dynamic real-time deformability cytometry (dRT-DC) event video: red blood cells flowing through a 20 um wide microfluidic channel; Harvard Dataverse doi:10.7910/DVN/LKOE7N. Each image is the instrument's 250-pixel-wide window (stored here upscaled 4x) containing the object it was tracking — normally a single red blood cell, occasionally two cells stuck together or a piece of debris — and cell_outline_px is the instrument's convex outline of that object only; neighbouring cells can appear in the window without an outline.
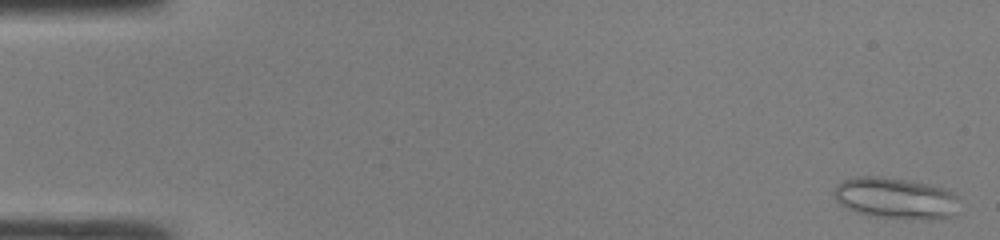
{"species": "common noctule bat (a hibernating species)", "species_latin": "Nyctalus noctula", "temperature_condition": "room temperature", "stored_images_in_passage": 48, "camera_frame_rate_fps": 3000, "um_per_image_px": 0.085, "animal": {"sex": "male", "body_mass_g": 19.0, "forearm_length_mm": 50.8}, "frame": {"image": 1, "passage_image": 1, "time_ms": 0.0, "image_size_px": [1000, 240], "cell_outline_px": [[956, 216], [932, 220], [876, 216], [856, 212], [840, 204], [836, 200], [832, 192], [836, 184], [844, 180], [856, 176], [884, 176], [932, 184], [944, 188], [952, 192], [956, 196]], "centroid_in_image_um": [76.12, 16.83], "position_along_channel_um": 8.9, "area_um2": 30.35}}
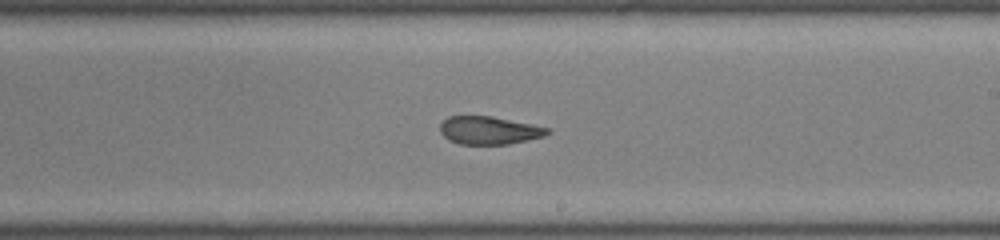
{"frame": {"image": 2, "passage_image": 28, "time_ms": 9.0, "image_size_px": [1000, 240], "cell_outline_px": [[552, 132], [544, 136], [508, 144], [460, 144], [448, 140], [440, 132], [440, 124], [448, 116], [492, 116], [552, 128]], "centroid_in_image_um": [41.59, 11.07], "position_along_channel_um": 247.4, "area_um2": 17.57}}
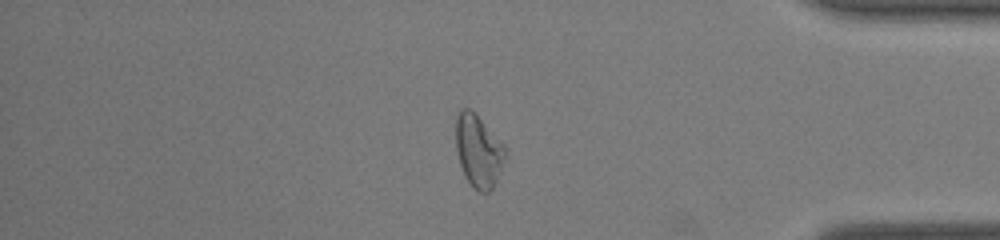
{"frame": {"image": 3, "passage_image": 40, "time_ms": 13.0, "image_size_px": [1000, 240], "cell_outline_px": [[504, 160], [496, 180], [492, 188], [488, 192], [480, 192], [472, 188], [464, 176], [460, 164], [456, 148], [456, 116], [460, 108], [472, 108], [504, 148]], "centroid_in_image_um": [40.61, 12.82], "position_along_channel_um": 394.6, "area_um2": 20.46}, "authors_computed_cell_mechanics": {"area_um2": 20.7502, "velocity_mm_per_s": 4.2995, "shape_relaxation_time_tau1_ms": null, "shape_relaxation_time_tau2_ms": 1.8548, "deformation_change_tau1": null, "deformation_change_tau2": 0.1011}}